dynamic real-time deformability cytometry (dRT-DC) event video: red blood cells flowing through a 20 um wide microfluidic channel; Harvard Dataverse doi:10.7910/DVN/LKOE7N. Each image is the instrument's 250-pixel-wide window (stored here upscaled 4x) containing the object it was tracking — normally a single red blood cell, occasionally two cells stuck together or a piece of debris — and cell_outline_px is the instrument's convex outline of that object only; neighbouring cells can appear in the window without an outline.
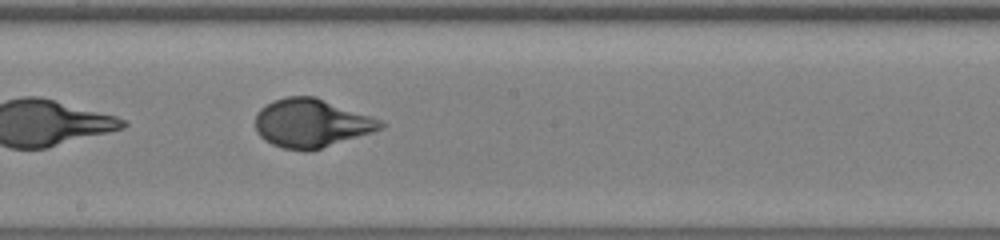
{"species": "human", "species_latin": "Homo sapiens", "temperature_condition": "warm", "stored_images_in_passage": 25, "camera_frame_rate_fps": 3000, "um_per_image_px": 0.085, "donor": {"sex": "male"}, "frame": {"image": 1, "passage_image": 15, "time_ms": 4.667, "image_size_px": [1000, 240], "cell_outline_px": [[388, 124], [384, 128], [372, 132], [308, 152], [304, 152], [284, 148], [272, 144], [264, 140], [256, 132], [256, 112], [260, 108], [272, 100], [288, 96], [316, 96], [380, 120]], "centroid_in_image_um": [26.44, 10.47], "position_along_channel_um": 221.8, "area_um2": 35.43}}